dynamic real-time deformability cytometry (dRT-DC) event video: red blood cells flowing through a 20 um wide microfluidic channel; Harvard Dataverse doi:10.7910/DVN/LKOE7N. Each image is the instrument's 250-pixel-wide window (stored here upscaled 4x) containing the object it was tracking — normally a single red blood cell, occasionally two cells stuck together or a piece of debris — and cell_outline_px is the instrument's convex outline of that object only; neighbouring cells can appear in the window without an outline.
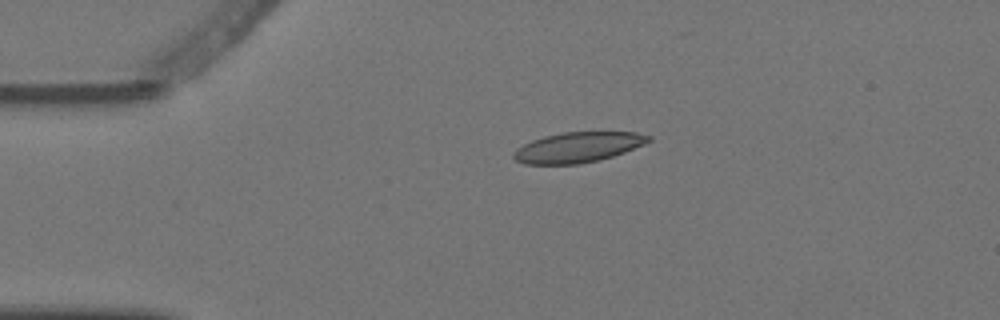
{"species": "Egyptian fruit bat (a non-hibernating species)", "species_latin": "Rousettus aegyptiacus", "temperature_condition": "warm", "stored_images_in_passage": 5, "camera_frame_rate_fps": 3000, "um_per_image_px": 0.085, "animal": {"sex": "female"}, "frame": {"image": 1, "passage_image": 3, "time_ms": 0.667, "image_size_px": [1000, 320], "cell_outline_px": [[652, 140], [644, 144], [624, 152], [612, 156], [580, 164], [524, 164], [516, 160], [512, 156], [512, 152], [516, 148], [532, 140], [544, 136], [564, 132], [636, 132], [652, 136]], "centroid_in_image_um": [49.1, 12.51], "position_along_channel_um": 35.9, "area_um2": 23.76}}